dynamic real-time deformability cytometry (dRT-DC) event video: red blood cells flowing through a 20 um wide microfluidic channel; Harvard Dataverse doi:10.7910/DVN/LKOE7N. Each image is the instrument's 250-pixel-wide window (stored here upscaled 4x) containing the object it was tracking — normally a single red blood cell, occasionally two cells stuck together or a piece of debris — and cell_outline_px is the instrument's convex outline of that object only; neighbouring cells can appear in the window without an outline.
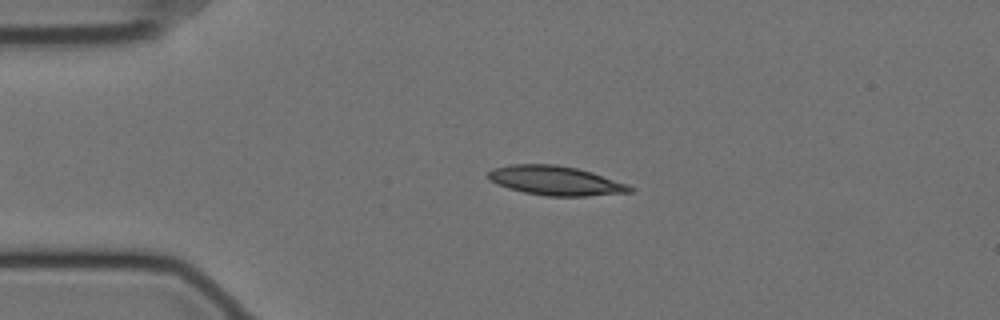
{"species": "Egyptian fruit bat (a non-hibernating species)", "species_latin": "Rousettus aegyptiacus", "temperature_condition": "cold", "stored_images_in_passage": 56, "camera_frame_rate_fps": 3000, "um_per_image_px": 0.085, "animal": {"sex": "female"}, "frame": {"image": 1, "passage_image": 11, "time_ms": 3.333, "image_size_px": [1000, 320], "cell_outline_px": [[636, 188], [632, 192], [588, 196], [544, 196], [524, 192], [508, 188], [496, 184], [488, 180], [488, 172], [492, 168], [512, 164], [556, 164], [576, 168], [592, 172], [628, 184]], "centroid_in_image_um": [47.22, 15.35], "position_along_channel_um": 37.8, "area_um2": 24.39}}
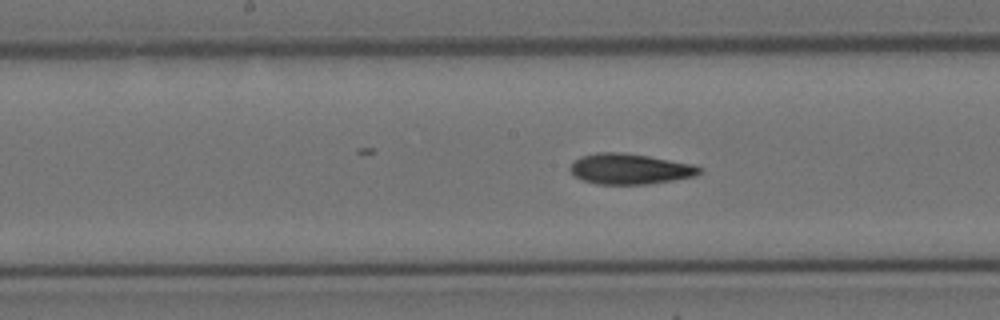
{"frame": {"image": 2, "passage_image": 27, "time_ms": 8.667, "image_size_px": [1000, 320], "cell_outline_px": [[704, 172], [696, 176], [648, 184], [596, 184], [584, 180], [576, 176], [568, 168], [580, 156], [596, 152], [620, 152], [648, 156], [692, 164], [700, 168]], "centroid_in_image_um": [53.54, 14.36], "position_along_channel_um": 194.7, "area_um2": 22.89}}
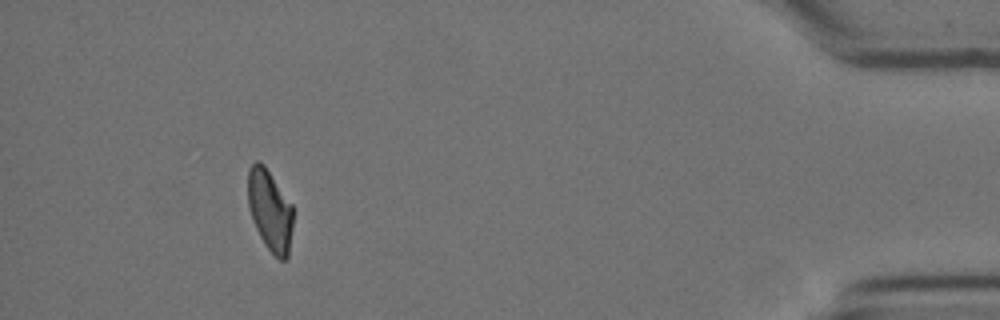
{"frame": {"image": 3, "passage_image": 51, "time_ms": 16.667, "image_size_px": [1000, 320], "cell_outline_px": [[292, 228], [288, 256], [284, 260], [280, 260], [264, 244], [252, 220], [248, 204], [248, 168], [256, 160], [260, 160], [264, 164], [292, 204]], "centroid_in_image_um": [22.93, 17.85], "position_along_channel_um": 412.3, "area_um2": 21.33}, "authors_computed_cell_mechanics": {"area_um2": 22.8888, "velocity_mm_per_s": 3.5034, "shape_relaxation_time_tau1_ms": 5.1855, "shape_relaxation_time_tau2_ms": 5.4931, "deformation_change_tau1": 0.1884, "deformation_change_tau2": 0.1447}}